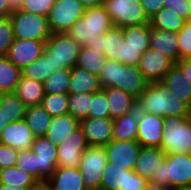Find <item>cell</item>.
<instances>
[{
  "mask_svg": "<svg viewBox=\"0 0 191 190\" xmlns=\"http://www.w3.org/2000/svg\"><path fill=\"white\" fill-rule=\"evenodd\" d=\"M137 110L160 117H191V108L161 82H151L137 98Z\"/></svg>",
  "mask_w": 191,
  "mask_h": 190,
  "instance_id": "6da1fadb",
  "label": "cell"
},
{
  "mask_svg": "<svg viewBox=\"0 0 191 190\" xmlns=\"http://www.w3.org/2000/svg\"><path fill=\"white\" fill-rule=\"evenodd\" d=\"M98 77L102 89L119 88L136 99L149 84L137 67L121 64L116 60H107Z\"/></svg>",
  "mask_w": 191,
  "mask_h": 190,
  "instance_id": "7a4b0ae2",
  "label": "cell"
},
{
  "mask_svg": "<svg viewBox=\"0 0 191 190\" xmlns=\"http://www.w3.org/2000/svg\"><path fill=\"white\" fill-rule=\"evenodd\" d=\"M113 26L109 14L102 6L85 9L84 15L66 32L81 47H91L96 37Z\"/></svg>",
  "mask_w": 191,
  "mask_h": 190,
  "instance_id": "3957f363",
  "label": "cell"
},
{
  "mask_svg": "<svg viewBox=\"0 0 191 190\" xmlns=\"http://www.w3.org/2000/svg\"><path fill=\"white\" fill-rule=\"evenodd\" d=\"M149 181L173 189L191 185V154H166Z\"/></svg>",
  "mask_w": 191,
  "mask_h": 190,
  "instance_id": "277c9868",
  "label": "cell"
},
{
  "mask_svg": "<svg viewBox=\"0 0 191 190\" xmlns=\"http://www.w3.org/2000/svg\"><path fill=\"white\" fill-rule=\"evenodd\" d=\"M80 48L67 33H55L46 41L42 55L54 71L71 69L77 64Z\"/></svg>",
  "mask_w": 191,
  "mask_h": 190,
  "instance_id": "5b68a950",
  "label": "cell"
},
{
  "mask_svg": "<svg viewBox=\"0 0 191 190\" xmlns=\"http://www.w3.org/2000/svg\"><path fill=\"white\" fill-rule=\"evenodd\" d=\"M160 148L166 154H191V117H165Z\"/></svg>",
  "mask_w": 191,
  "mask_h": 190,
  "instance_id": "8992f818",
  "label": "cell"
},
{
  "mask_svg": "<svg viewBox=\"0 0 191 190\" xmlns=\"http://www.w3.org/2000/svg\"><path fill=\"white\" fill-rule=\"evenodd\" d=\"M15 39L47 41L52 35L47 16L19 11L10 15Z\"/></svg>",
  "mask_w": 191,
  "mask_h": 190,
  "instance_id": "52a82bcc",
  "label": "cell"
},
{
  "mask_svg": "<svg viewBox=\"0 0 191 190\" xmlns=\"http://www.w3.org/2000/svg\"><path fill=\"white\" fill-rule=\"evenodd\" d=\"M103 7L109 14L113 26L124 28L149 24L140 0H104Z\"/></svg>",
  "mask_w": 191,
  "mask_h": 190,
  "instance_id": "ba28073f",
  "label": "cell"
},
{
  "mask_svg": "<svg viewBox=\"0 0 191 190\" xmlns=\"http://www.w3.org/2000/svg\"><path fill=\"white\" fill-rule=\"evenodd\" d=\"M107 163L104 146H88L83 152L79 170L88 190H101L102 172Z\"/></svg>",
  "mask_w": 191,
  "mask_h": 190,
  "instance_id": "9c48e42d",
  "label": "cell"
},
{
  "mask_svg": "<svg viewBox=\"0 0 191 190\" xmlns=\"http://www.w3.org/2000/svg\"><path fill=\"white\" fill-rule=\"evenodd\" d=\"M85 12L79 0H55L48 16L52 34L66 33Z\"/></svg>",
  "mask_w": 191,
  "mask_h": 190,
  "instance_id": "30bf717a",
  "label": "cell"
},
{
  "mask_svg": "<svg viewBox=\"0 0 191 190\" xmlns=\"http://www.w3.org/2000/svg\"><path fill=\"white\" fill-rule=\"evenodd\" d=\"M31 150L35 153L36 179L45 182L57 169V145L47 137H36Z\"/></svg>",
  "mask_w": 191,
  "mask_h": 190,
  "instance_id": "8fae6325",
  "label": "cell"
},
{
  "mask_svg": "<svg viewBox=\"0 0 191 190\" xmlns=\"http://www.w3.org/2000/svg\"><path fill=\"white\" fill-rule=\"evenodd\" d=\"M88 148L79 126L65 141L57 145V164L60 167L79 168L83 152Z\"/></svg>",
  "mask_w": 191,
  "mask_h": 190,
  "instance_id": "7c38bea8",
  "label": "cell"
},
{
  "mask_svg": "<svg viewBox=\"0 0 191 190\" xmlns=\"http://www.w3.org/2000/svg\"><path fill=\"white\" fill-rule=\"evenodd\" d=\"M104 147L108 163L121 169L134 170L136 159L141 150V145L137 140H112Z\"/></svg>",
  "mask_w": 191,
  "mask_h": 190,
  "instance_id": "4fadbf2b",
  "label": "cell"
},
{
  "mask_svg": "<svg viewBox=\"0 0 191 190\" xmlns=\"http://www.w3.org/2000/svg\"><path fill=\"white\" fill-rule=\"evenodd\" d=\"M175 63L163 53L153 48L146 50L139 59L137 68L145 79L151 82H160L165 73Z\"/></svg>",
  "mask_w": 191,
  "mask_h": 190,
  "instance_id": "5bb4252c",
  "label": "cell"
},
{
  "mask_svg": "<svg viewBox=\"0 0 191 190\" xmlns=\"http://www.w3.org/2000/svg\"><path fill=\"white\" fill-rule=\"evenodd\" d=\"M45 45L46 41L15 39L6 57L22 70L42 56Z\"/></svg>",
  "mask_w": 191,
  "mask_h": 190,
  "instance_id": "9a60e30c",
  "label": "cell"
},
{
  "mask_svg": "<svg viewBox=\"0 0 191 190\" xmlns=\"http://www.w3.org/2000/svg\"><path fill=\"white\" fill-rule=\"evenodd\" d=\"M165 118L139 111L137 141L142 147H159Z\"/></svg>",
  "mask_w": 191,
  "mask_h": 190,
  "instance_id": "2e32d148",
  "label": "cell"
},
{
  "mask_svg": "<svg viewBox=\"0 0 191 190\" xmlns=\"http://www.w3.org/2000/svg\"><path fill=\"white\" fill-rule=\"evenodd\" d=\"M88 146H105L113 137V119L85 118L80 121Z\"/></svg>",
  "mask_w": 191,
  "mask_h": 190,
  "instance_id": "e0dca14e",
  "label": "cell"
},
{
  "mask_svg": "<svg viewBox=\"0 0 191 190\" xmlns=\"http://www.w3.org/2000/svg\"><path fill=\"white\" fill-rule=\"evenodd\" d=\"M35 136L24 119L9 123L0 134V143L18 151L30 149Z\"/></svg>",
  "mask_w": 191,
  "mask_h": 190,
  "instance_id": "ac0fdd59",
  "label": "cell"
},
{
  "mask_svg": "<svg viewBox=\"0 0 191 190\" xmlns=\"http://www.w3.org/2000/svg\"><path fill=\"white\" fill-rule=\"evenodd\" d=\"M165 159L166 153L161 148L141 146L133 171L149 181Z\"/></svg>",
  "mask_w": 191,
  "mask_h": 190,
  "instance_id": "d6986e66",
  "label": "cell"
},
{
  "mask_svg": "<svg viewBox=\"0 0 191 190\" xmlns=\"http://www.w3.org/2000/svg\"><path fill=\"white\" fill-rule=\"evenodd\" d=\"M46 182L52 187V190H88L79 168L58 166Z\"/></svg>",
  "mask_w": 191,
  "mask_h": 190,
  "instance_id": "ffe728a7",
  "label": "cell"
},
{
  "mask_svg": "<svg viewBox=\"0 0 191 190\" xmlns=\"http://www.w3.org/2000/svg\"><path fill=\"white\" fill-rule=\"evenodd\" d=\"M150 48L160 51L174 63L179 60L178 34L150 26Z\"/></svg>",
  "mask_w": 191,
  "mask_h": 190,
  "instance_id": "44dd1931",
  "label": "cell"
},
{
  "mask_svg": "<svg viewBox=\"0 0 191 190\" xmlns=\"http://www.w3.org/2000/svg\"><path fill=\"white\" fill-rule=\"evenodd\" d=\"M160 82L166 86L179 100L191 108V85L180 68L174 64Z\"/></svg>",
  "mask_w": 191,
  "mask_h": 190,
  "instance_id": "7402d4cb",
  "label": "cell"
},
{
  "mask_svg": "<svg viewBox=\"0 0 191 190\" xmlns=\"http://www.w3.org/2000/svg\"><path fill=\"white\" fill-rule=\"evenodd\" d=\"M123 39L122 28L112 26L105 34L97 36L91 47L104 54L107 60L118 61L120 44Z\"/></svg>",
  "mask_w": 191,
  "mask_h": 190,
  "instance_id": "603a6c76",
  "label": "cell"
},
{
  "mask_svg": "<svg viewBox=\"0 0 191 190\" xmlns=\"http://www.w3.org/2000/svg\"><path fill=\"white\" fill-rule=\"evenodd\" d=\"M103 90L107 95L108 109L111 119L123 116L137 108V99L121 89L108 87Z\"/></svg>",
  "mask_w": 191,
  "mask_h": 190,
  "instance_id": "cb8c5ba5",
  "label": "cell"
},
{
  "mask_svg": "<svg viewBox=\"0 0 191 190\" xmlns=\"http://www.w3.org/2000/svg\"><path fill=\"white\" fill-rule=\"evenodd\" d=\"M101 89L97 75L77 66L70 69L68 94L94 93Z\"/></svg>",
  "mask_w": 191,
  "mask_h": 190,
  "instance_id": "d4e9b609",
  "label": "cell"
},
{
  "mask_svg": "<svg viewBox=\"0 0 191 190\" xmlns=\"http://www.w3.org/2000/svg\"><path fill=\"white\" fill-rule=\"evenodd\" d=\"M79 126L80 121L69 113L52 117L45 137H47L53 144L58 145L65 141L66 138Z\"/></svg>",
  "mask_w": 191,
  "mask_h": 190,
  "instance_id": "484cf974",
  "label": "cell"
},
{
  "mask_svg": "<svg viewBox=\"0 0 191 190\" xmlns=\"http://www.w3.org/2000/svg\"><path fill=\"white\" fill-rule=\"evenodd\" d=\"M139 111L137 108L123 116L113 119L112 140H137Z\"/></svg>",
  "mask_w": 191,
  "mask_h": 190,
  "instance_id": "4316f807",
  "label": "cell"
},
{
  "mask_svg": "<svg viewBox=\"0 0 191 190\" xmlns=\"http://www.w3.org/2000/svg\"><path fill=\"white\" fill-rule=\"evenodd\" d=\"M15 94L27 106L41 105L45 95L43 83L21 75L17 83Z\"/></svg>",
  "mask_w": 191,
  "mask_h": 190,
  "instance_id": "83f0119b",
  "label": "cell"
},
{
  "mask_svg": "<svg viewBox=\"0 0 191 190\" xmlns=\"http://www.w3.org/2000/svg\"><path fill=\"white\" fill-rule=\"evenodd\" d=\"M24 120L35 137H43L48 131L52 116L42 105H36L27 107Z\"/></svg>",
  "mask_w": 191,
  "mask_h": 190,
  "instance_id": "f1b7e54d",
  "label": "cell"
},
{
  "mask_svg": "<svg viewBox=\"0 0 191 190\" xmlns=\"http://www.w3.org/2000/svg\"><path fill=\"white\" fill-rule=\"evenodd\" d=\"M22 73L6 56H0V94L15 92Z\"/></svg>",
  "mask_w": 191,
  "mask_h": 190,
  "instance_id": "f546056e",
  "label": "cell"
},
{
  "mask_svg": "<svg viewBox=\"0 0 191 190\" xmlns=\"http://www.w3.org/2000/svg\"><path fill=\"white\" fill-rule=\"evenodd\" d=\"M0 183L33 189L39 181L29 172L16 166L0 169Z\"/></svg>",
  "mask_w": 191,
  "mask_h": 190,
  "instance_id": "4dcf8cb0",
  "label": "cell"
},
{
  "mask_svg": "<svg viewBox=\"0 0 191 190\" xmlns=\"http://www.w3.org/2000/svg\"><path fill=\"white\" fill-rule=\"evenodd\" d=\"M106 61L107 58L104 54L96 51L92 47L83 46L80 48L76 66L99 76Z\"/></svg>",
  "mask_w": 191,
  "mask_h": 190,
  "instance_id": "1f68e13d",
  "label": "cell"
},
{
  "mask_svg": "<svg viewBox=\"0 0 191 190\" xmlns=\"http://www.w3.org/2000/svg\"><path fill=\"white\" fill-rule=\"evenodd\" d=\"M0 108L10 123L24 119L27 106L19 99V97L12 93H3L0 95Z\"/></svg>",
  "mask_w": 191,
  "mask_h": 190,
  "instance_id": "d6a6232c",
  "label": "cell"
},
{
  "mask_svg": "<svg viewBox=\"0 0 191 190\" xmlns=\"http://www.w3.org/2000/svg\"><path fill=\"white\" fill-rule=\"evenodd\" d=\"M122 31L123 38L132 48H150V24L126 26Z\"/></svg>",
  "mask_w": 191,
  "mask_h": 190,
  "instance_id": "836d02e7",
  "label": "cell"
},
{
  "mask_svg": "<svg viewBox=\"0 0 191 190\" xmlns=\"http://www.w3.org/2000/svg\"><path fill=\"white\" fill-rule=\"evenodd\" d=\"M186 20L173 13L170 9L163 8L149 20L151 27L178 33Z\"/></svg>",
  "mask_w": 191,
  "mask_h": 190,
  "instance_id": "e575fe53",
  "label": "cell"
},
{
  "mask_svg": "<svg viewBox=\"0 0 191 190\" xmlns=\"http://www.w3.org/2000/svg\"><path fill=\"white\" fill-rule=\"evenodd\" d=\"M102 174L101 190H125L126 169L107 163Z\"/></svg>",
  "mask_w": 191,
  "mask_h": 190,
  "instance_id": "d590c367",
  "label": "cell"
},
{
  "mask_svg": "<svg viewBox=\"0 0 191 190\" xmlns=\"http://www.w3.org/2000/svg\"><path fill=\"white\" fill-rule=\"evenodd\" d=\"M92 93L68 94V112L79 121L89 117Z\"/></svg>",
  "mask_w": 191,
  "mask_h": 190,
  "instance_id": "8d00e7d4",
  "label": "cell"
},
{
  "mask_svg": "<svg viewBox=\"0 0 191 190\" xmlns=\"http://www.w3.org/2000/svg\"><path fill=\"white\" fill-rule=\"evenodd\" d=\"M54 72L49 59L42 55L21 70L22 76L43 83Z\"/></svg>",
  "mask_w": 191,
  "mask_h": 190,
  "instance_id": "74e56055",
  "label": "cell"
},
{
  "mask_svg": "<svg viewBox=\"0 0 191 190\" xmlns=\"http://www.w3.org/2000/svg\"><path fill=\"white\" fill-rule=\"evenodd\" d=\"M70 82V69H61L54 71L44 82L43 87L45 93L54 94L68 93Z\"/></svg>",
  "mask_w": 191,
  "mask_h": 190,
  "instance_id": "f35d334b",
  "label": "cell"
},
{
  "mask_svg": "<svg viewBox=\"0 0 191 190\" xmlns=\"http://www.w3.org/2000/svg\"><path fill=\"white\" fill-rule=\"evenodd\" d=\"M42 107L52 117L61 116L68 112V93H45L42 103Z\"/></svg>",
  "mask_w": 191,
  "mask_h": 190,
  "instance_id": "ab89813d",
  "label": "cell"
},
{
  "mask_svg": "<svg viewBox=\"0 0 191 190\" xmlns=\"http://www.w3.org/2000/svg\"><path fill=\"white\" fill-rule=\"evenodd\" d=\"M89 117L110 118L107 95L103 89L92 93L91 105L89 109Z\"/></svg>",
  "mask_w": 191,
  "mask_h": 190,
  "instance_id": "60d3db41",
  "label": "cell"
},
{
  "mask_svg": "<svg viewBox=\"0 0 191 190\" xmlns=\"http://www.w3.org/2000/svg\"><path fill=\"white\" fill-rule=\"evenodd\" d=\"M14 40L15 37L10 16L0 18V56H7L8 50Z\"/></svg>",
  "mask_w": 191,
  "mask_h": 190,
  "instance_id": "b9f144b4",
  "label": "cell"
},
{
  "mask_svg": "<svg viewBox=\"0 0 191 190\" xmlns=\"http://www.w3.org/2000/svg\"><path fill=\"white\" fill-rule=\"evenodd\" d=\"M148 49H135L132 48L126 41L123 39L122 44H120L118 62L128 66H138L139 59L141 55Z\"/></svg>",
  "mask_w": 191,
  "mask_h": 190,
  "instance_id": "7bdbcfd3",
  "label": "cell"
},
{
  "mask_svg": "<svg viewBox=\"0 0 191 190\" xmlns=\"http://www.w3.org/2000/svg\"><path fill=\"white\" fill-rule=\"evenodd\" d=\"M178 34L179 59H191V19L186 20Z\"/></svg>",
  "mask_w": 191,
  "mask_h": 190,
  "instance_id": "ee69618b",
  "label": "cell"
},
{
  "mask_svg": "<svg viewBox=\"0 0 191 190\" xmlns=\"http://www.w3.org/2000/svg\"><path fill=\"white\" fill-rule=\"evenodd\" d=\"M54 3L55 0H24L21 10L48 17Z\"/></svg>",
  "mask_w": 191,
  "mask_h": 190,
  "instance_id": "f6af8a7d",
  "label": "cell"
},
{
  "mask_svg": "<svg viewBox=\"0 0 191 190\" xmlns=\"http://www.w3.org/2000/svg\"><path fill=\"white\" fill-rule=\"evenodd\" d=\"M15 166L19 169L29 172L36 178L35 153L32 152L31 148L18 151V157Z\"/></svg>",
  "mask_w": 191,
  "mask_h": 190,
  "instance_id": "bcb514c9",
  "label": "cell"
},
{
  "mask_svg": "<svg viewBox=\"0 0 191 190\" xmlns=\"http://www.w3.org/2000/svg\"><path fill=\"white\" fill-rule=\"evenodd\" d=\"M163 7L185 20H190V6L188 0H164Z\"/></svg>",
  "mask_w": 191,
  "mask_h": 190,
  "instance_id": "7dc6e473",
  "label": "cell"
},
{
  "mask_svg": "<svg viewBox=\"0 0 191 190\" xmlns=\"http://www.w3.org/2000/svg\"><path fill=\"white\" fill-rule=\"evenodd\" d=\"M17 157L18 150L0 143V169L15 166Z\"/></svg>",
  "mask_w": 191,
  "mask_h": 190,
  "instance_id": "c3c4849f",
  "label": "cell"
},
{
  "mask_svg": "<svg viewBox=\"0 0 191 190\" xmlns=\"http://www.w3.org/2000/svg\"><path fill=\"white\" fill-rule=\"evenodd\" d=\"M148 180L134 171L126 170L125 190H143Z\"/></svg>",
  "mask_w": 191,
  "mask_h": 190,
  "instance_id": "681fc988",
  "label": "cell"
},
{
  "mask_svg": "<svg viewBox=\"0 0 191 190\" xmlns=\"http://www.w3.org/2000/svg\"><path fill=\"white\" fill-rule=\"evenodd\" d=\"M163 1L164 0H140V3L142 4L144 8L145 15L148 18V20H150L160 10L164 8Z\"/></svg>",
  "mask_w": 191,
  "mask_h": 190,
  "instance_id": "f907efd6",
  "label": "cell"
},
{
  "mask_svg": "<svg viewBox=\"0 0 191 190\" xmlns=\"http://www.w3.org/2000/svg\"><path fill=\"white\" fill-rule=\"evenodd\" d=\"M175 64L183 72L184 76L187 77V80L191 85V59H179Z\"/></svg>",
  "mask_w": 191,
  "mask_h": 190,
  "instance_id": "816d5d0a",
  "label": "cell"
},
{
  "mask_svg": "<svg viewBox=\"0 0 191 190\" xmlns=\"http://www.w3.org/2000/svg\"><path fill=\"white\" fill-rule=\"evenodd\" d=\"M24 0H8V16L21 11Z\"/></svg>",
  "mask_w": 191,
  "mask_h": 190,
  "instance_id": "f5cc1de1",
  "label": "cell"
},
{
  "mask_svg": "<svg viewBox=\"0 0 191 190\" xmlns=\"http://www.w3.org/2000/svg\"><path fill=\"white\" fill-rule=\"evenodd\" d=\"M85 9L99 7L103 5L104 0H79Z\"/></svg>",
  "mask_w": 191,
  "mask_h": 190,
  "instance_id": "db71d44e",
  "label": "cell"
},
{
  "mask_svg": "<svg viewBox=\"0 0 191 190\" xmlns=\"http://www.w3.org/2000/svg\"><path fill=\"white\" fill-rule=\"evenodd\" d=\"M143 190H175V189L171 187L162 186L152 181H148L147 185L144 187Z\"/></svg>",
  "mask_w": 191,
  "mask_h": 190,
  "instance_id": "11a10c76",
  "label": "cell"
},
{
  "mask_svg": "<svg viewBox=\"0 0 191 190\" xmlns=\"http://www.w3.org/2000/svg\"><path fill=\"white\" fill-rule=\"evenodd\" d=\"M8 0H0V18L8 17Z\"/></svg>",
  "mask_w": 191,
  "mask_h": 190,
  "instance_id": "9f6ffc18",
  "label": "cell"
},
{
  "mask_svg": "<svg viewBox=\"0 0 191 190\" xmlns=\"http://www.w3.org/2000/svg\"><path fill=\"white\" fill-rule=\"evenodd\" d=\"M9 123V120L5 119V116L3 115V112L0 108V134L5 129L6 125H8Z\"/></svg>",
  "mask_w": 191,
  "mask_h": 190,
  "instance_id": "6f0895ef",
  "label": "cell"
},
{
  "mask_svg": "<svg viewBox=\"0 0 191 190\" xmlns=\"http://www.w3.org/2000/svg\"><path fill=\"white\" fill-rule=\"evenodd\" d=\"M31 190H52V187L45 181L39 182L33 189Z\"/></svg>",
  "mask_w": 191,
  "mask_h": 190,
  "instance_id": "680465c9",
  "label": "cell"
},
{
  "mask_svg": "<svg viewBox=\"0 0 191 190\" xmlns=\"http://www.w3.org/2000/svg\"><path fill=\"white\" fill-rule=\"evenodd\" d=\"M0 190H30V189L18 186L4 185L0 183Z\"/></svg>",
  "mask_w": 191,
  "mask_h": 190,
  "instance_id": "91938a15",
  "label": "cell"
},
{
  "mask_svg": "<svg viewBox=\"0 0 191 190\" xmlns=\"http://www.w3.org/2000/svg\"><path fill=\"white\" fill-rule=\"evenodd\" d=\"M175 190H191V185L182 186V187L176 188Z\"/></svg>",
  "mask_w": 191,
  "mask_h": 190,
  "instance_id": "94428289",
  "label": "cell"
},
{
  "mask_svg": "<svg viewBox=\"0 0 191 190\" xmlns=\"http://www.w3.org/2000/svg\"><path fill=\"white\" fill-rule=\"evenodd\" d=\"M189 6H190V19H191V0H188Z\"/></svg>",
  "mask_w": 191,
  "mask_h": 190,
  "instance_id": "6125c7cd",
  "label": "cell"
}]
</instances>
